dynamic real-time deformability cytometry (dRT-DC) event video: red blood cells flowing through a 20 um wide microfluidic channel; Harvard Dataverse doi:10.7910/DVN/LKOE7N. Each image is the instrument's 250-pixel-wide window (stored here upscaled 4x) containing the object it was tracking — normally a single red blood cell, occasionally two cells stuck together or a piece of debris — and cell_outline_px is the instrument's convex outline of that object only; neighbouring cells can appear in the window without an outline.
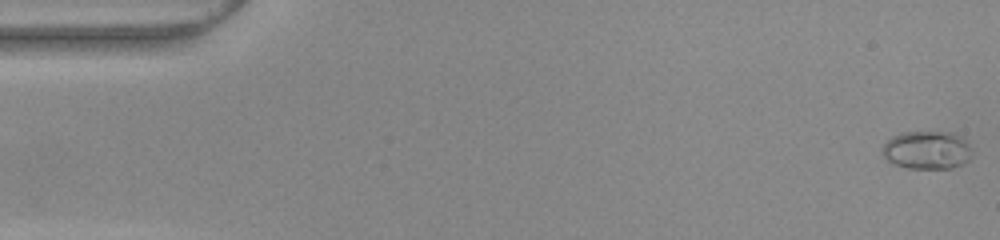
{"species": "common noctule bat (a hibernating species)", "species_latin": "Nyctalus noctula", "temperature_condition": "warm", "stored_images_in_passage": 42, "camera_frame_rate_fps": 3000, "um_per_image_px": 0.085, "animal": {"sex": "female", "body_mass_g": 22.0, "forearm_length_mm": 56.7}, "frame": {"image": 1, "passage_image": 1, "time_ms": 0.0, "image_size_px": [1000, 240], "cell_outline_px": [[972, 156], [968, 160], [960, 164], [948, 168], [908, 168], [892, 164], [880, 152], [880, 148], [892, 136], [904, 132], [952, 132], [960, 136], [972, 148]], "centroid_in_image_um": [78.76, 12.75], "position_along_channel_um": 6.2, "area_um2": 20.0}}
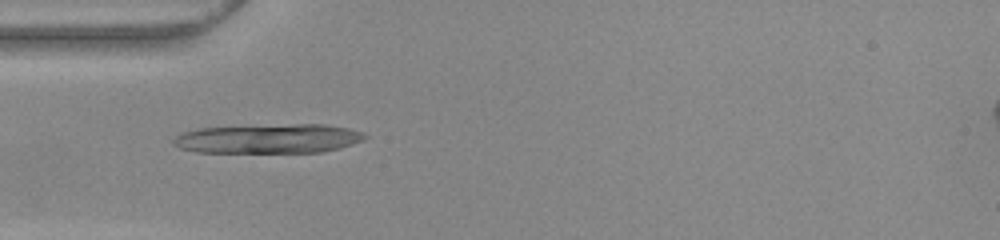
{"frame": {"image": 2, "passage_image": 6, "time_ms": 1.667, "image_size_px": [1000, 240], "cell_outline_px": [[368, 136], [364, 140], [340, 148], [320, 152], [196, 152], [180, 148], [172, 144], [172, 140], [176, 136], [184, 132], [200, 128], [296, 124], [324, 124], [348, 128], [364, 132]], "centroid_in_image_um": [22.86, 11.78], "position_along_channel_um": 62.1, "area_um2": 32.6}}